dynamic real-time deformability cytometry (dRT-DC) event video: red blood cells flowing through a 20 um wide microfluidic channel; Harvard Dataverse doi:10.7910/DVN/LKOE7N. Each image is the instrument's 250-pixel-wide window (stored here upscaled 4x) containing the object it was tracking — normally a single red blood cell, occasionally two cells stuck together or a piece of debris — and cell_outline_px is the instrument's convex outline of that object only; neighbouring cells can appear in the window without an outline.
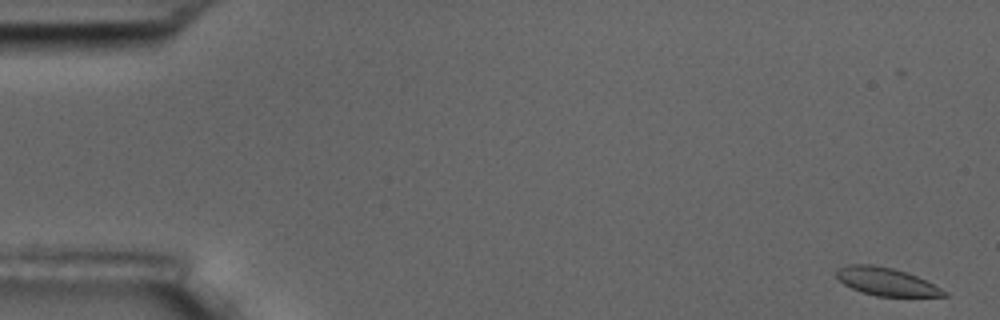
{"species": "common noctule bat (a hibernating species)", "species_latin": "Nyctalus noctula", "temperature_condition": "room temperature", "stored_images_in_passage": 15, "camera_frame_rate_fps": 3000, "um_per_image_px": 0.085, "animal": {"sex": "male", "body_mass_g": 17.5, "forearm_length_mm": 52.3}, "frame": {"image": 1, "passage_image": 1, "time_ms": 0.0, "image_size_px": [1000, 320], "cell_outline_px": [[948, 296], [876, 296], [852, 288], [844, 284], [836, 276], [836, 268], [848, 264], [872, 264], [892, 268], [916, 276], [948, 292]], "centroid_in_image_um": [75.29, 23.93], "position_along_channel_um": 9.7, "area_um2": 17.22}}
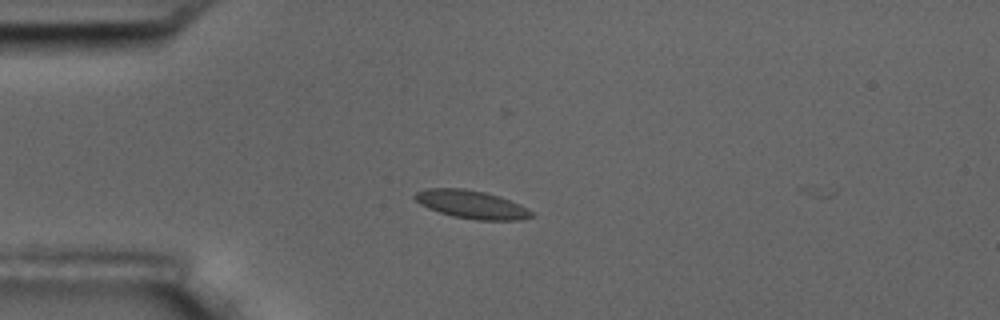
{"frame": {"image": 2, "passage_image": 14, "time_ms": 4.333, "image_size_px": [1000, 320], "cell_outline_px": [[536, 216], [520, 220], [476, 220], [452, 216], [428, 208], [420, 204], [412, 196], [416, 192], [424, 188], [464, 188], [484, 192], [500, 196], [520, 204], [536, 212]], "centroid_in_image_um": [40.12, 17.38], "position_along_channel_um": 44.9, "area_um2": 19.42}}